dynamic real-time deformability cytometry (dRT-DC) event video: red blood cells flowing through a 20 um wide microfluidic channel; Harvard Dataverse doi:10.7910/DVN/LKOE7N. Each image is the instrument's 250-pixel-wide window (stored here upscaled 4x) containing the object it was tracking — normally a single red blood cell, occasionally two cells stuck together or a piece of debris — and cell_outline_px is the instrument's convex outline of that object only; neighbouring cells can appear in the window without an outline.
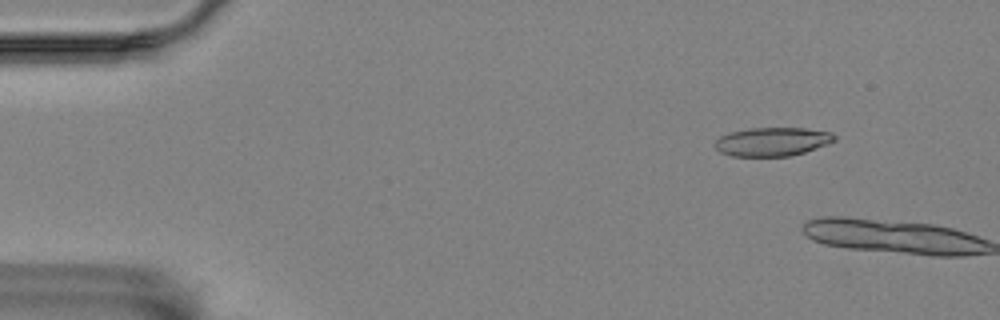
{"species": "Egyptian fruit bat (a non-hibernating species)", "species_latin": "Rousettus aegyptiacus", "temperature_condition": "room temperature", "stored_images_in_passage": 3, "camera_frame_rate_fps": 3000, "um_per_image_px": 0.085, "animal": {"sex": "female"}, "frame": {"image": 1, "passage_image": 2, "time_ms": 1.0, "image_size_px": [1000, 320], "cell_outline_px": [[836, 140], [828, 144], [792, 156], [732, 156], [720, 152], [716, 148], [716, 140], [720, 136], [728, 132], [752, 128], [804, 128], [832, 132], [836, 136]], "centroid_in_image_um": [65.67, 12.04], "position_along_channel_um": 19.3, "area_um2": 20.0}}